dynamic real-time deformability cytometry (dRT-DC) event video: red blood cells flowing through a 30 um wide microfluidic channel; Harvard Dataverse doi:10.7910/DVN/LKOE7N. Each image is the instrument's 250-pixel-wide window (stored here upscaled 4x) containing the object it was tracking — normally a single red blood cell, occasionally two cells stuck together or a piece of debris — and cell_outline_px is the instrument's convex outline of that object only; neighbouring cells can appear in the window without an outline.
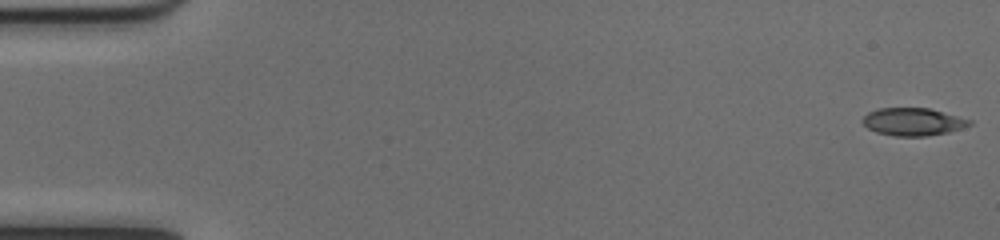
{"species": "common noctule bat (a hibernating species)", "species_latin": "Nyctalus noctula", "temperature_condition": "cold", "stored_images_in_passage": 46, "camera_frame_rate_fps": 3000, "um_per_image_px": 0.085, "animal": {"sex": "female", "body_mass_g": 17.0, "forearm_length_mm": 48.0}, "frame": {"image": 1, "passage_image": 1, "time_ms": 0.0, "image_size_px": [1000, 240], "cell_outline_px": [[972, 124], [948, 132], [924, 136], [896, 136], [876, 132], [868, 128], [860, 120], [868, 112], [876, 108], [928, 108], [972, 120]], "centroid_in_image_um": [77.56, 10.34], "position_along_channel_um": 7.4, "area_um2": 17.11}}
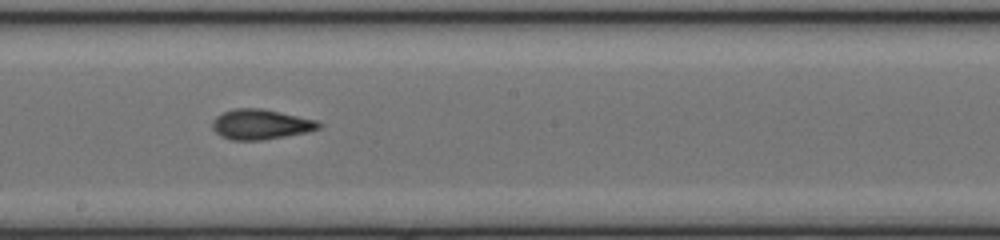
{"frame": {"image": 2, "passage_image": 29, "time_ms": 9.333, "image_size_px": [1000, 240], "cell_outline_px": [[324, 124], [320, 128], [308, 132], [260, 140], [232, 140], [220, 136], [212, 128], [212, 120], [216, 116], [232, 108], [264, 108], [316, 120]], "centroid_in_image_um": [22.16, 10.56], "position_along_channel_um": 226.0, "area_um2": 18.79}}
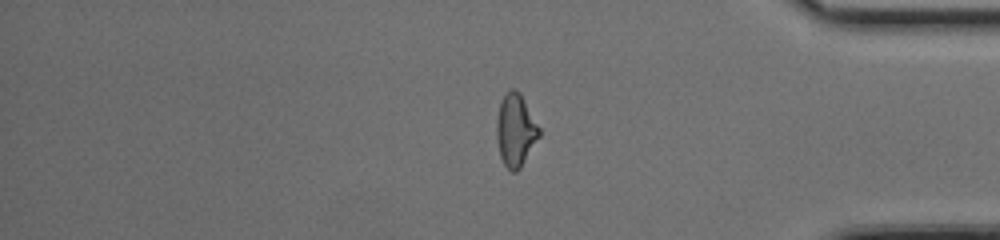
{"frame": {"image": 3, "passage_image": 43, "time_ms": 14.0, "image_size_px": [1000, 240], "cell_outline_px": [[540, 136], [520, 168], [516, 172], [512, 172], [504, 164], [500, 156], [496, 136], [496, 120], [500, 104], [504, 92], [512, 88], [520, 92], [540, 128]], "centroid_in_image_um": [43.81, 11.05], "position_along_channel_um": 391.4, "area_um2": 18.03}}